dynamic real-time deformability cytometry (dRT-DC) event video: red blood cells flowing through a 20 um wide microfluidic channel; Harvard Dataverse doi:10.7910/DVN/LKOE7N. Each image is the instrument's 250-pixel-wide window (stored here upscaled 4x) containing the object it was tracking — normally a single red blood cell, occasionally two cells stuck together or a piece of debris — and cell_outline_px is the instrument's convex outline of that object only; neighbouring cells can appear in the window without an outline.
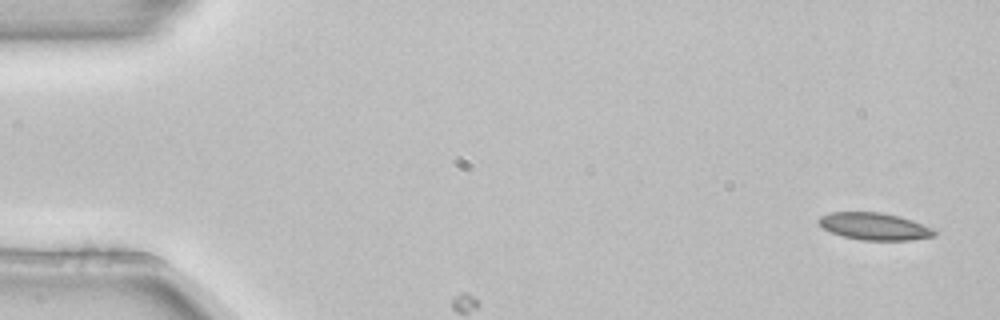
{"species": "common noctule bat (a hibernating species)", "species_latin": "Nyctalus noctula", "temperature_condition": "room temperature", "stored_images_in_passage": 3, "camera_frame_rate_fps": 3000, "um_per_image_px": 0.085, "animal": {"sex": "female", "body_mass_g": 22.7, "forearm_length_mm": 54.2}, "frame": {"image": 1, "passage_image": 1, "time_ms": 0.0, "image_size_px": [1000, 320], "cell_outline_px": [[936, 236], [908, 240], [860, 240], [844, 236], [832, 232], [824, 228], [816, 220], [820, 216], [832, 212], [880, 212], [900, 216], [912, 220], [932, 228], [936, 232]], "centroid_in_image_um": [74.33, 19.23], "position_along_channel_um": 10.7, "area_um2": 18.21}}
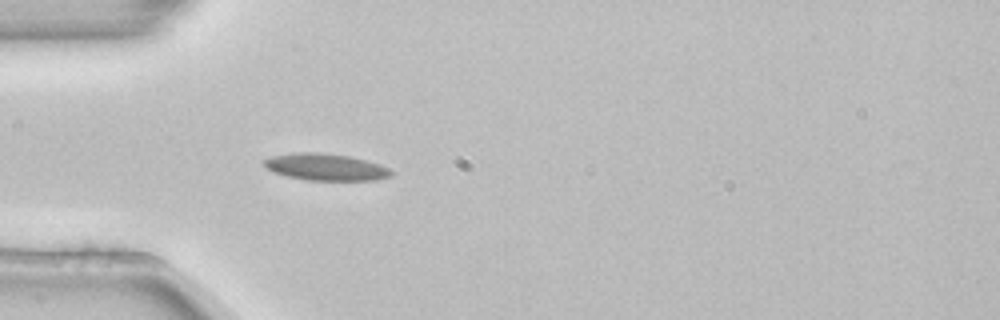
{"frame": {"image": 2, "passage_image": 3, "time_ms": 0.667, "image_size_px": [1000, 320], "cell_outline_px": [[392, 176], [376, 180], [308, 180], [288, 176], [276, 172], [268, 168], [264, 164], [264, 160], [272, 156], [296, 152], [320, 152], [348, 156], [380, 164], [388, 168], [392, 172]], "centroid_in_image_um": [27.72, 14.19], "position_along_channel_um": 57.3, "area_um2": 19.59}}